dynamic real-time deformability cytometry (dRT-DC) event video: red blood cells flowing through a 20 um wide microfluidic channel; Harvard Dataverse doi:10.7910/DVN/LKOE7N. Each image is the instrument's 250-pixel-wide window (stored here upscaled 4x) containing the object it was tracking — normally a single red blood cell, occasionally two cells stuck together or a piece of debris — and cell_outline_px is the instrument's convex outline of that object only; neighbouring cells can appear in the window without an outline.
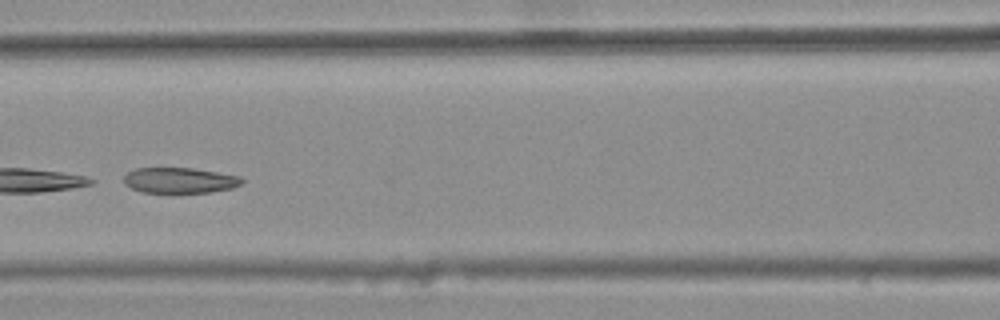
{"species": "common noctule bat (a hibernating species)", "species_latin": "Nyctalus noctula", "temperature_condition": "warm", "stored_images_in_passage": 9, "camera_frame_rate_fps": 3000, "um_per_image_px": 0.085, "animal": {"sex": "female", "body_mass_g": 25.1}, "frame": {"image": 1, "passage_image": 7, "time_ms": 2.0, "image_size_px": [1000, 320], "cell_outline_px": [[244, 180], [240, 184], [232, 188], [208, 192], [140, 192], [124, 184], [124, 176], [128, 172], [136, 168], [192, 168], [240, 176]], "centroid_in_image_um": [15.25, 15.32], "position_along_channel_um": 151.3, "area_um2": 17.4}}
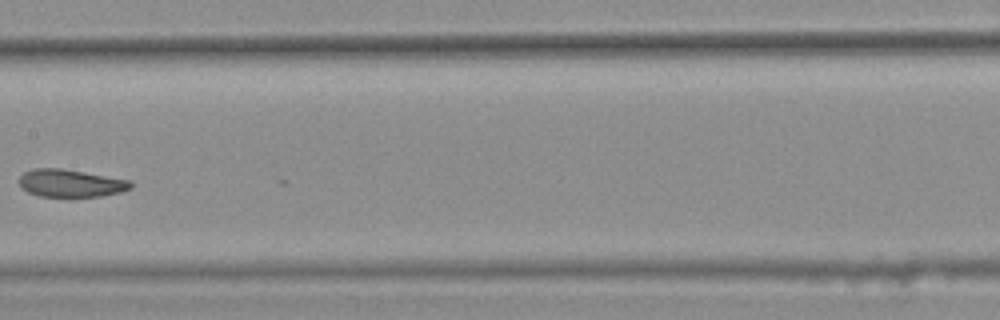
{"frame": {"image": 2, "passage_image": 8, "time_ms": 2.333, "image_size_px": [1000, 320], "cell_outline_px": [[132, 188], [120, 192], [100, 196], [36, 196], [20, 188], [16, 180], [24, 172], [32, 168], [60, 168], [132, 180]], "centroid_in_image_um": [5.95, 15.56], "position_along_channel_um": 201.4, "area_um2": 18.15}}
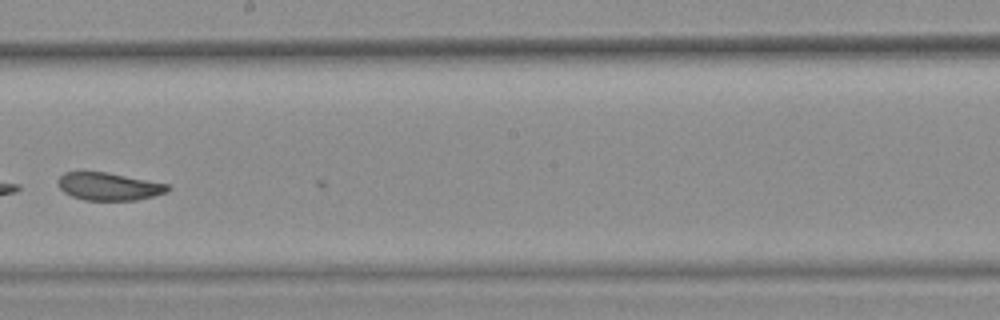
{"frame": {"image": 3, "passage_image": 9, "time_ms": 2.667, "image_size_px": [1000, 320], "cell_outline_px": [[172, 188], [168, 192], [136, 200], [84, 200], [72, 196], [64, 192], [56, 184], [56, 180], [64, 172], [108, 172], [168, 184]], "centroid_in_image_um": [9.24, 15.84], "position_along_channel_um": 239.0, "area_um2": 17.8}}